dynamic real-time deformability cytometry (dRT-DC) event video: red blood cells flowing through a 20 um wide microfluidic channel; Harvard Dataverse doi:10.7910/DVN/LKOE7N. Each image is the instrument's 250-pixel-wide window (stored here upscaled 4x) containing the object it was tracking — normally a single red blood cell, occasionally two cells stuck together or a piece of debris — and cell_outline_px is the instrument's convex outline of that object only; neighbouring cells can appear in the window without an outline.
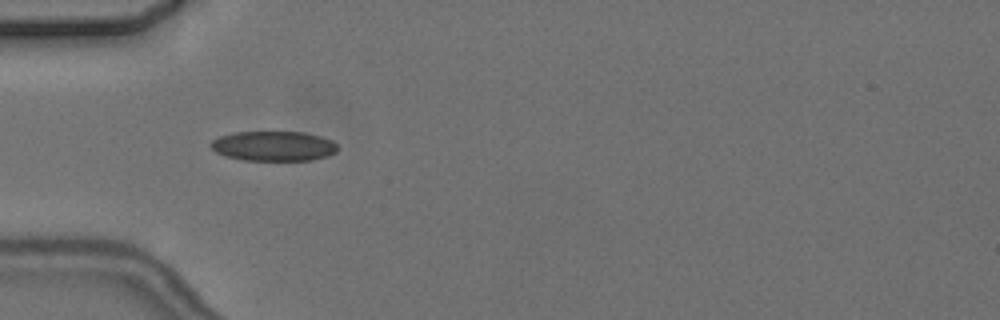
{"species": "common noctule bat (a hibernating species)", "species_latin": "Nyctalus noctula", "temperature_condition": "cold", "stored_images_in_passage": 5, "camera_frame_rate_fps": 3000, "um_per_image_px": 0.085, "animal": {"sex": "female", "body_mass_g": 24.6, "forearm_length_mm": 56.2}, "frame": {"image": 1, "passage_image": 5, "time_ms": 5.667, "image_size_px": [1000, 320], "cell_outline_px": [[336, 152], [328, 156], [312, 160], [244, 160], [224, 156], [216, 152], [208, 144], [212, 140], [220, 136], [232, 132], [304, 132], [320, 136], [332, 140], [336, 144]], "centroid_in_image_um": [23.23, 12.41], "position_along_channel_um": 61.8, "area_um2": 22.14}}